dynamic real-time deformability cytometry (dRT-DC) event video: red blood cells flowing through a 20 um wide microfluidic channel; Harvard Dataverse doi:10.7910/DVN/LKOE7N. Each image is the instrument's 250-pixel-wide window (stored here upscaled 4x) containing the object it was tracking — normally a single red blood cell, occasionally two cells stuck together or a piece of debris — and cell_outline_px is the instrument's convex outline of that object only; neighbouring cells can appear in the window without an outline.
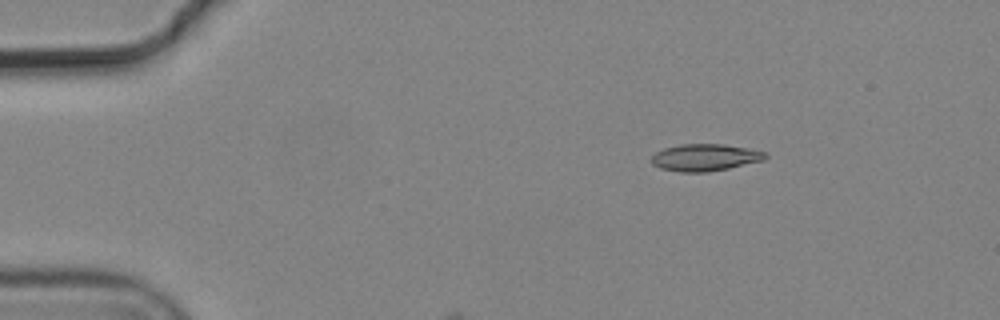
{"species": "common noctule bat (a hibernating species)", "species_latin": "Nyctalus noctula", "temperature_condition": "cold", "stored_images_in_passage": 4, "camera_frame_rate_fps": 3000, "um_per_image_px": 0.085, "animal": {"sex": "male", "body_mass_g": 19.2, "forearm_length_mm": 51.8}, "frame": {"image": 1, "passage_image": 2, "time_ms": 0.333, "image_size_px": [1000, 320], "cell_outline_px": [[768, 156], [764, 160], [728, 168], [708, 172], [680, 172], [660, 168], [652, 164], [652, 156], [656, 152], [664, 148], [680, 144], [724, 144], [748, 148], [768, 152]], "centroid_in_image_um": [59.95, 13.38], "position_along_channel_um": 25.1, "area_um2": 17.98}}